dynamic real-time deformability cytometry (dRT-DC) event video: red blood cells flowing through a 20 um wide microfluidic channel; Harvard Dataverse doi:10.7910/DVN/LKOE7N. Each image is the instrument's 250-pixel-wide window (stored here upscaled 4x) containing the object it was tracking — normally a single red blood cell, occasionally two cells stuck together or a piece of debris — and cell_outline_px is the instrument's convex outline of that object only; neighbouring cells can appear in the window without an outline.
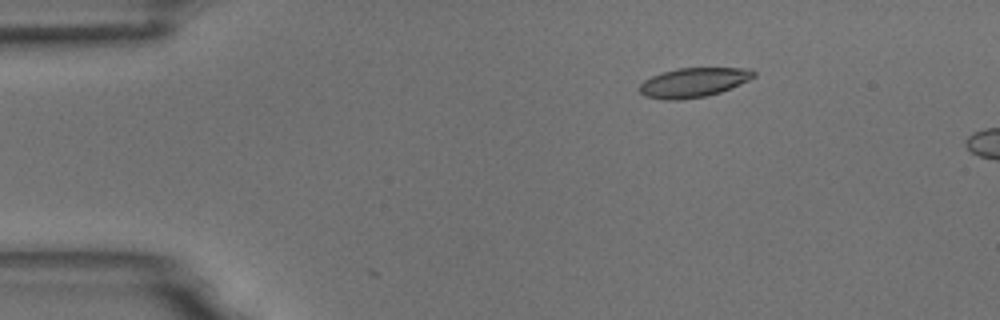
{"species": "common noctule bat (a hibernating species)", "species_latin": "Nyctalus noctula", "temperature_condition": "room temperature", "stored_images_in_passage": 6, "camera_frame_rate_fps": 3000, "um_per_image_px": 0.085, "animal": {"sex": "male", "body_mass_g": 18.8}, "frame": {"image": 1, "passage_image": 1, "time_ms": 0.0, "image_size_px": [1000, 320], "cell_outline_px": [[756, 76], [740, 84], [720, 92], [704, 96], [680, 100], [664, 100], [644, 96], [636, 88], [644, 80], [652, 76], [676, 68], [752, 68], [756, 72]], "centroid_in_image_um": [58.93, 7.01], "position_along_channel_um": 26.1, "area_um2": 19.65}}